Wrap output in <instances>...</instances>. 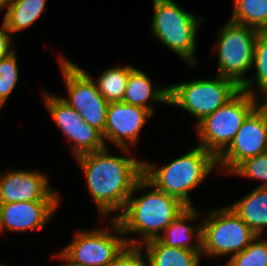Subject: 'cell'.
I'll return each mask as SVG.
<instances>
[{
  "instance_id": "cell-1",
  "label": "cell",
  "mask_w": 267,
  "mask_h": 266,
  "mask_svg": "<svg viewBox=\"0 0 267 266\" xmlns=\"http://www.w3.org/2000/svg\"><path fill=\"white\" fill-rule=\"evenodd\" d=\"M86 175L91 196L101 214L124 210L128 198L138 189L148 187L143 177V162L135 158L109 155L106 147L77 157Z\"/></svg>"
},
{
  "instance_id": "cell-2",
  "label": "cell",
  "mask_w": 267,
  "mask_h": 266,
  "mask_svg": "<svg viewBox=\"0 0 267 266\" xmlns=\"http://www.w3.org/2000/svg\"><path fill=\"white\" fill-rule=\"evenodd\" d=\"M188 207L157 188L139 198H128L124 210L113 220L118 234L139 232L143 242L156 239Z\"/></svg>"
},
{
  "instance_id": "cell-3",
  "label": "cell",
  "mask_w": 267,
  "mask_h": 266,
  "mask_svg": "<svg viewBox=\"0 0 267 266\" xmlns=\"http://www.w3.org/2000/svg\"><path fill=\"white\" fill-rule=\"evenodd\" d=\"M216 165L217 159L197 146L162 168L143 164V177L148 181V187H155L192 207L188 192L200 184Z\"/></svg>"
},
{
  "instance_id": "cell-4",
  "label": "cell",
  "mask_w": 267,
  "mask_h": 266,
  "mask_svg": "<svg viewBox=\"0 0 267 266\" xmlns=\"http://www.w3.org/2000/svg\"><path fill=\"white\" fill-rule=\"evenodd\" d=\"M256 97L240 90L231 100L197 123L201 144L216 159L231 144L243 121L257 107Z\"/></svg>"
},
{
  "instance_id": "cell-5",
  "label": "cell",
  "mask_w": 267,
  "mask_h": 266,
  "mask_svg": "<svg viewBox=\"0 0 267 266\" xmlns=\"http://www.w3.org/2000/svg\"><path fill=\"white\" fill-rule=\"evenodd\" d=\"M154 18L152 31L160 41L177 53L181 58L189 60L194 66L193 57L196 46L198 23L195 16L184 11L172 0H153Z\"/></svg>"
},
{
  "instance_id": "cell-6",
  "label": "cell",
  "mask_w": 267,
  "mask_h": 266,
  "mask_svg": "<svg viewBox=\"0 0 267 266\" xmlns=\"http://www.w3.org/2000/svg\"><path fill=\"white\" fill-rule=\"evenodd\" d=\"M196 80L169 87V103L197 116L198 123L231 100L241 87L232 79Z\"/></svg>"
},
{
  "instance_id": "cell-7",
  "label": "cell",
  "mask_w": 267,
  "mask_h": 266,
  "mask_svg": "<svg viewBox=\"0 0 267 266\" xmlns=\"http://www.w3.org/2000/svg\"><path fill=\"white\" fill-rule=\"evenodd\" d=\"M202 226V252L225 255L242 252L257 236L230 208L212 212Z\"/></svg>"
},
{
  "instance_id": "cell-8",
  "label": "cell",
  "mask_w": 267,
  "mask_h": 266,
  "mask_svg": "<svg viewBox=\"0 0 267 266\" xmlns=\"http://www.w3.org/2000/svg\"><path fill=\"white\" fill-rule=\"evenodd\" d=\"M259 31L229 20L221 32L218 45V75L241 86L243 74L253 66L254 48Z\"/></svg>"
},
{
  "instance_id": "cell-9",
  "label": "cell",
  "mask_w": 267,
  "mask_h": 266,
  "mask_svg": "<svg viewBox=\"0 0 267 266\" xmlns=\"http://www.w3.org/2000/svg\"><path fill=\"white\" fill-rule=\"evenodd\" d=\"M60 63L69 93V99L64 101L75 109L85 122L103 135L109 102L86 72L64 59Z\"/></svg>"
},
{
  "instance_id": "cell-10",
  "label": "cell",
  "mask_w": 267,
  "mask_h": 266,
  "mask_svg": "<svg viewBox=\"0 0 267 266\" xmlns=\"http://www.w3.org/2000/svg\"><path fill=\"white\" fill-rule=\"evenodd\" d=\"M140 244L141 241L125 240L107 230L77 232L73 242L57 256L66 260L64 266H106L126 245Z\"/></svg>"
},
{
  "instance_id": "cell-11",
  "label": "cell",
  "mask_w": 267,
  "mask_h": 266,
  "mask_svg": "<svg viewBox=\"0 0 267 266\" xmlns=\"http://www.w3.org/2000/svg\"><path fill=\"white\" fill-rule=\"evenodd\" d=\"M267 152V102L243 121L233 141L217 158V165L233 172L243 161Z\"/></svg>"
},
{
  "instance_id": "cell-12",
  "label": "cell",
  "mask_w": 267,
  "mask_h": 266,
  "mask_svg": "<svg viewBox=\"0 0 267 266\" xmlns=\"http://www.w3.org/2000/svg\"><path fill=\"white\" fill-rule=\"evenodd\" d=\"M46 105L58 127L74 141L76 157L105 148L102 134L83 120L80 114L64 99L45 95Z\"/></svg>"
},
{
  "instance_id": "cell-13",
  "label": "cell",
  "mask_w": 267,
  "mask_h": 266,
  "mask_svg": "<svg viewBox=\"0 0 267 266\" xmlns=\"http://www.w3.org/2000/svg\"><path fill=\"white\" fill-rule=\"evenodd\" d=\"M152 113L148 109L125 103L124 101H112L107 109L105 130L102 135L112 141L122 150H128L126 141L136 143L140 129L145 124L147 117Z\"/></svg>"
},
{
  "instance_id": "cell-14",
  "label": "cell",
  "mask_w": 267,
  "mask_h": 266,
  "mask_svg": "<svg viewBox=\"0 0 267 266\" xmlns=\"http://www.w3.org/2000/svg\"><path fill=\"white\" fill-rule=\"evenodd\" d=\"M47 178L38 173L16 171L0 177V204L14 202H59L47 186Z\"/></svg>"
},
{
  "instance_id": "cell-15",
  "label": "cell",
  "mask_w": 267,
  "mask_h": 266,
  "mask_svg": "<svg viewBox=\"0 0 267 266\" xmlns=\"http://www.w3.org/2000/svg\"><path fill=\"white\" fill-rule=\"evenodd\" d=\"M59 202H14L0 204V230L41 229Z\"/></svg>"
},
{
  "instance_id": "cell-16",
  "label": "cell",
  "mask_w": 267,
  "mask_h": 266,
  "mask_svg": "<svg viewBox=\"0 0 267 266\" xmlns=\"http://www.w3.org/2000/svg\"><path fill=\"white\" fill-rule=\"evenodd\" d=\"M229 207L259 236L267 226V187H258Z\"/></svg>"
},
{
  "instance_id": "cell-17",
  "label": "cell",
  "mask_w": 267,
  "mask_h": 266,
  "mask_svg": "<svg viewBox=\"0 0 267 266\" xmlns=\"http://www.w3.org/2000/svg\"><path fill=\"white\" fill-rule=\"evenodd\" d=\"M148 100L169 103V87L153 91L149 76L147 77L145 73L134 68L129 73L125 95L122 101L148 109L153 113V108L146 103Z\"/></svg>"
},
{
  "instance_id": "cell-18",
  "label": "cell",
  "mask_w": 267,
  "mask_h": 266,
  "mask_svg": "<svg viewBox=\"0 0 267 266\" xmlns=\"http://www.w3.org/2000/svg\"><path fill=\"white\" fill-rule=\"evenodd\" d=\"M144 243L149 266H199L202 251L169 247L158 238Z\"/></svg>"
},
{
  "instance_id": "cell-19",
  "label": "cell",
  "mask_w": 267,
  "mask_h": 266,
  "mask_svg": "<svg viewBox=\"0 0 267 266\" xmlns=\"http://www.w3.org/2000/svg\"><path fill=\"white\" fill-rule=\"evenodd\" d=\"M196 211L193 207H188L181 215H179L172 223L164 230V236L160 235L158 239L169 247H177L186 250L202 251V226L197 228L198 245H190L189 241L192 238V233L196 227H190L184 224L187 220H192L197 217Z\"/></svg>"
},
{
  "instance_id": "cell-20",
  "label": "cell",
  "mask_w": 267,
  "mask_h": 266,
  "mask_svg": "<svg viewBox=\"0 0 267 266\" xmlns=\"http://www.w3.org/2000/svg\"><path fill=\"white\" fill-rule=\"evenodd\" d=\"M46 0H7L0 5L8 7L4 24L9 32H17L30 26L43 12Z\"/></svg>"
},
{
  "instance_id": "cell-21",
  "label": "cell",
  "mask_w": 267,
  "mask_h": 266,
  "mask_svg": "<svg viewBox=\"0 0 267 266\" xmlns=\"http://www.w3.org/2000/svg\"><path fill=\"white\" fill-rule=\"evenodd\" d=\"M234 12L230 20L267 31V0H234Z\"/></svg>"
},
{
  "instance_id": "cell-22",
  "label": "cell",
  "mask_w": 267,
  "mask_h": 266,
  "mask_svg": "<svg viewBox=\"0 0 267 266\" xmlns=\"http://www.w3.org/2000/svg\"><path fill=\"white\" fill-rule=\"evenodd\" d=\"M133 69L134 67L129 65L124 68H111L99 76L98 82L95 83L107 102L123 100L129 73Z\"/></svg>"
},
{
  "instance_id": "cell-23",
  "label": "cell",
  "mask_w": 267,
  "mask_h": 266,
  "mask_svg": "<svg viewBox=\"0 0 267 266\" xmlns=\"http://www.w3.org/2000/svg\"><path fill=\"white\" fill-rule=\"evenodd\" d=\"M253 64L256 66L257 76L253 80L246 79L240 86L241 90L255 96L250 88L257 81V86L267 97V31H259L256 37ZM265 102H267V99Z\"/></svg>"
},
{
  "instance_id": "cell-24",
  "label": "cell",
  "mask_w": 267,
  "mask_h": 266,
  "mask_svg": "<svg viewBox=\"0 0 267 266\" xmlns=\"http://www.w3.org/2000/svg\"><path fill=\"white\" fill-rule=\"evenodd\" d=\"M257 237L242 252L233 255L226 266H267V240L255 242Z\"/></svg>"
},
{
  "instance_id": "cell-25",
  "label": "cell",
  "mask_w": 267,
  "mask_h": 266,
  "mask_svg": "<svg viewBox=\"0 0 267 266\" xmlns=\"http://www.w3.org/2000/svg\"><path fill=\"white\" fill-rule=\"evenodd\" d=\"M15 50L9 56L0 59V108L13 91L18 81V66Z\"/></svg>"
},
{
  "instance_id": "cell-26",
  "label": "cell",
  "mask_w": 267,
  "mask_h": 266,
  "mask_svg": "<svg viewBox=\"0 0 267 266\" xmlns=\"http://www.w3.org/2000/svg\"><path fill=\"white\" fill-rule=\"evenodd\" d=\"M232 173L263 180L259 187H267V152L243 161Z\"/></svg>"
},
{
  "instance_id": "cell-27",
  "label": "cell",
  "mask_w": 267,
  "mask_h": 266,
  "mask_svg": "<svg viewBox=\"0 0 267 266\" xmlns=\"http://www.w3.org/2000/svg\"><path fill=\"white\" fill-rule=\"evenodd\" d=\"M140 250L141 245H126L106 266H147Z\"/></svg>"
},
{
  "instance_id": "cell-28",
  "label": "cell",
  "mask_w": 267,
  "mask_h": 266,
  "mask_svg": "<svg viewBox=\"0 0 267 266\" xmlns=\"http://www.w3.org/2000/svg\"><path fill=\"white\" fill-rule=\"evenodd\" d=\"M9 31L7 27L5 26L3 22V28H0V59L9 56L11 53H13V50H10V36Z\"/></svg>"
},
{
  "instance_id": "cell-29",
  "label": "cell",
  "mask_w": 267,
  "mask_h": 266,
  "mask_svg": "<svg viewBox=\"0 0 267 266\" xmlns=\"http://www.w3.org/2000/svg\"><path fill=\"white\" fill-rule=\"evenodd\" d=\"M5 1H7V0H0V5H1L2 3H4Z\"/></svg>"
}]
</instances>
